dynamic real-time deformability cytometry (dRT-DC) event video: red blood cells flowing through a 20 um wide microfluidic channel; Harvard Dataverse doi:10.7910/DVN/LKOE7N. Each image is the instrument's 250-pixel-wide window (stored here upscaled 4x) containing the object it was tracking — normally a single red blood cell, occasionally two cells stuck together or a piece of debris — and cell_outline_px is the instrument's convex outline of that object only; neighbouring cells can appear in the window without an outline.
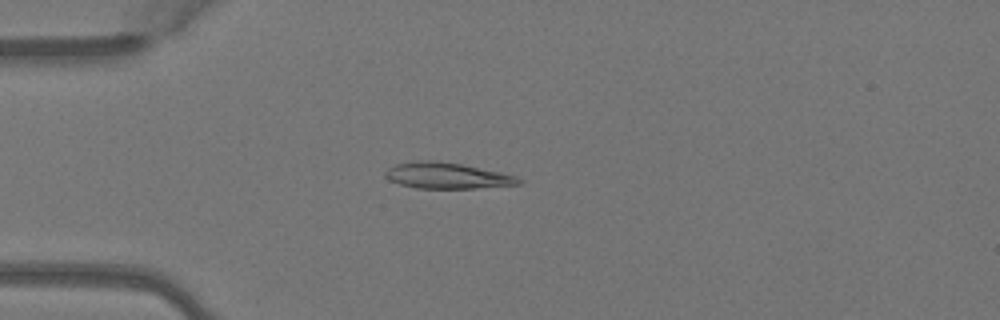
{"species": "Egyptian fruit bat (a non-hibernating species)", "species_latin": "Rousettus aegyptiacus", "temperature_condition": "warm", "stored_images_in_passage": 5, "camera_frame_rate_fps": 3000, "um_per_image_px": 0.085, "animal": {"sex": "female"}, "frame": {"image": 1, "passage_image": 4, "time_ms": 1.0, "image_size_px": [1000, 320], "cell_outline_px": [[524, 180], [520, 184], [476, 188], [416, 188], [400, 184], [388, 180], [384, 176], [384, 172], [388, 168], [396, 164], [416, 160], [432, 160], [460, 164], [500, 172], [516, 176]], "centroid_in_image_um": [37.96, 14.93], "position_along_channel_um": 47.0, "area_um2": 20.17}}